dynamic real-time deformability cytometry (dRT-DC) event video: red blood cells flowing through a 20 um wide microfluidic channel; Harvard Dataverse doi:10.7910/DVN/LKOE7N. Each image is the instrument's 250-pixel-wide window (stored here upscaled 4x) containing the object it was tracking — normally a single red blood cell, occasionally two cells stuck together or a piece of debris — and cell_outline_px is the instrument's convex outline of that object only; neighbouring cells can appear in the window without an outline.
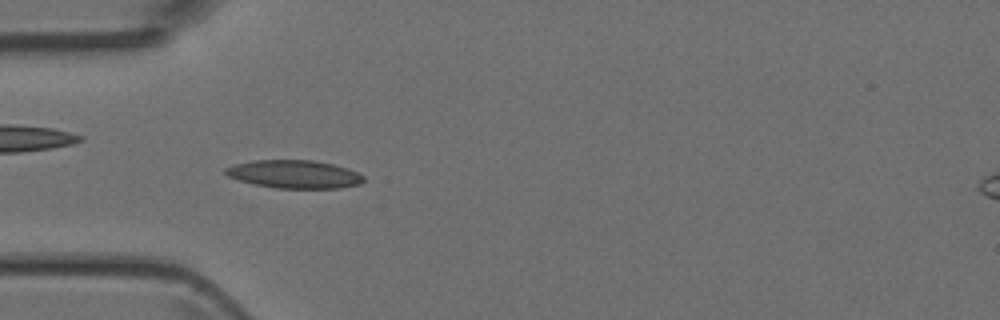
{"species": "Egyptian fruit bat (a non-hibernating species)", "species_latin": "Rousettus aegyptiacus", "temperature_condition": "room temperature", "stored_images_in_passage": 48, "camera_frame_rate_fps": 3000, "um_per_image_px": 0.085, "animal": {"sex": "female"}, "frame": {"image": 1, "passage_image": 14, "time_ms": 4.333, "image_size_px": [1000, 320], "cell_outline_px": [[364, 180], [360, 184], [340, 188], [276, 188], [256, 184], [240, 180], [228, 176], [224, 172], [224, 168], [236, 164], [256, 160], [312, 160], [332, 164], [348, 168], [364, 176]], "centroid_in_image_um": [25.04, 14.81], "position_along_channel_um": 60.0, "area_um2": 22.43}}
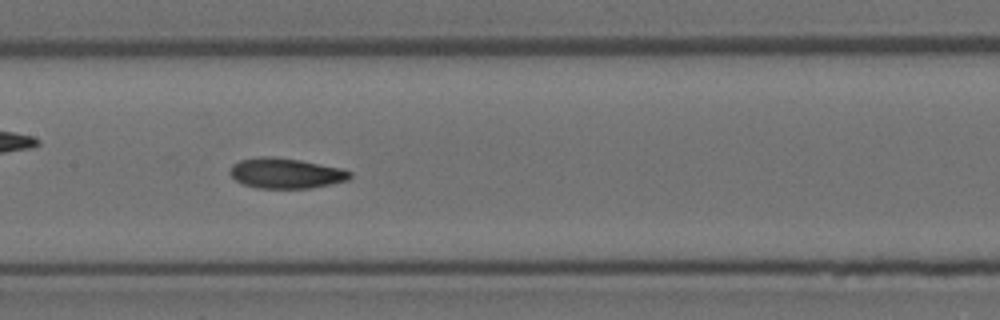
{"frame": {"image": 2, "passage_image": 23, "time_ms": 7.333, "image_size_px": [1000, 320], "cell_outline_px": [[352, 176], [348, 180], [332, 184], [312, 188], [256, 188], [244, 184], [236, 180], [228, 172], [232, 164], [240, 160], [260, 156], [272, 156], [300, 160], [344, 168], [352, 172]], "centroid_in_image_um": [24.32, 14.72], "position_along_channel_um": 183.1, "area_um2": 21.44}}
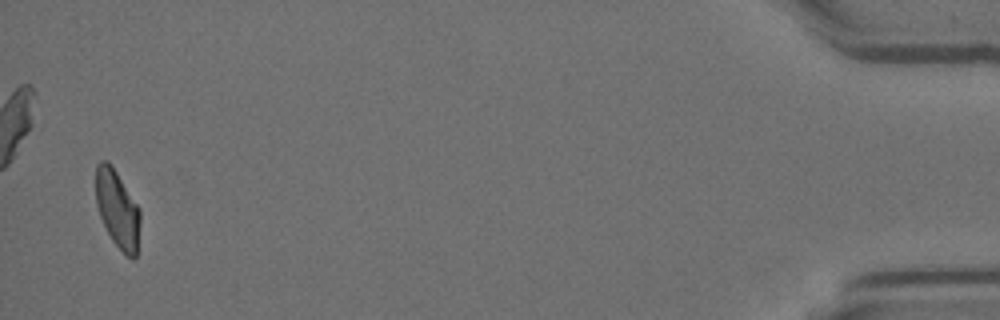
{"frame": {"image": 3, "passage_image": 47, "time_ms": 15.333, "image_size_px": [1000, 320], "cell_outline_px": [[140, 220], [136, 256], [132, 260], [112, 240], [100, 216], [96, 204], [96, 164], [100, 160], [108, 160], [112, 164], [140, 208]], "centroid_in_image_um": [9.98, 17.71], "position_along_channel_um": 425.2, "area_um2": 20.06}}